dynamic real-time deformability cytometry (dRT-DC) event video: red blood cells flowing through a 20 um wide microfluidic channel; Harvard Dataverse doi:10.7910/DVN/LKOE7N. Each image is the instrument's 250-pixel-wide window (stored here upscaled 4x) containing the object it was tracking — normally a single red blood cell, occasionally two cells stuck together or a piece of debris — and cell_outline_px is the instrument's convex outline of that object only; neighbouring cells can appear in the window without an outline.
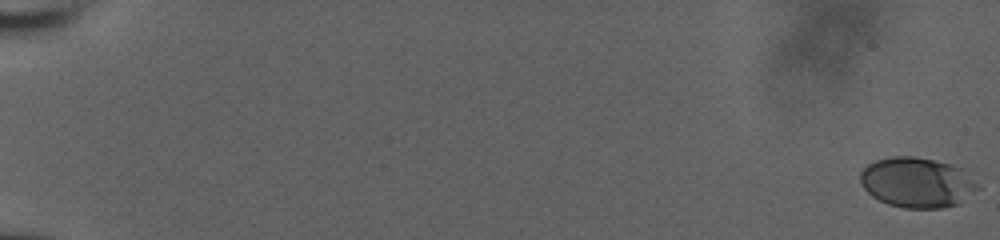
{"species": "human", "species_latin": "Homo sapiens", "temperature_condition": "room temperature", "stored_images_in_passage": 42, "camera_frame_rate_fps": 3000, "um_per_image_px": 0.085, "donor": {"sex": "male"}, "frame": {"image": 1, "passage_image": 1, "time_ms": 0.0, "image_size_px": [1000, 240], "cell_outline_px": [[980, 188], [956, 204], [944, 208], [904, 208], [888, 204], [872, 196], [864, 188], [860, 180], [860, 172], [868, 164], [876, 160], [892, 156], [912, 156], [936, 160], [952, 164], [960, 168], [980, 184]], "centroid_in_image_um": [77.95, 15.5], "position_along_channel_um": 7.1, "area_um2": 34.28}}
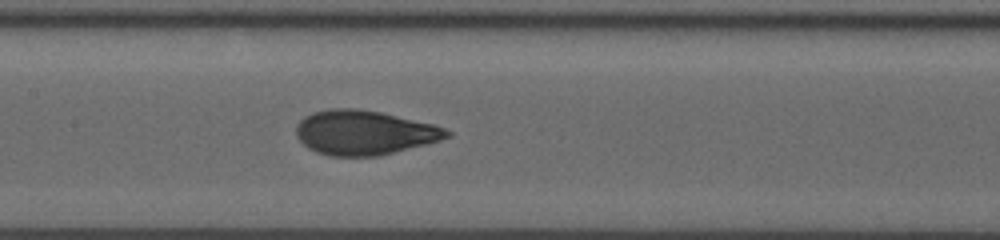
{"frame": {"image": 2, "passage_image": 25, "time_ms": 10.667, "image_size_px": [1000, 240], "cell_outline_px": [[452, 136], [440, 140], [380, 156], [328, 156], [316, 152], [308, 148], [296, 136], [296, 124], [304, 116], [312, 112], [328, 108], [356, 108], [380, 112], [432, 124], [444, 128], [452, 132]], "centroid_in_image_um": [30.92, 11.27], "position_along_channel_um": 176.5, "area_um2": 39.13}}
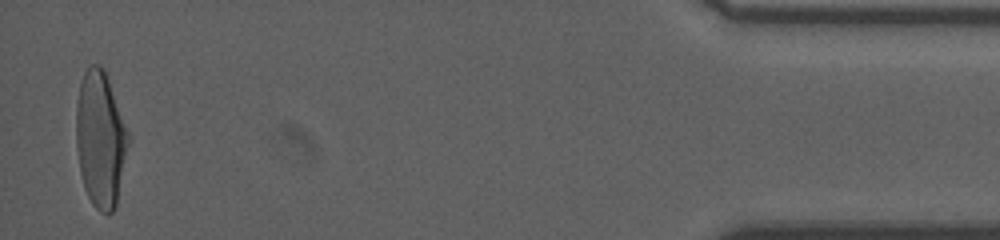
{"frame": {"image": 3, "passage_image": 42, "time_ms": 19.333, "image_size_px": [1000, 240], "cell_outline_px": [[128, 144], [116, 204], [112, 212], [100, 212], [92, 204], [84, 188], [80, 172], [76, 148], [76, 108], [80, 84], [84, 72], [88, 64], [100, 64], [104, 68], [128, 132]], "centroid_in_image_um": [8.5, 11.8], "position_along_channel_um": 426.7, "area_um2": 40.86}, "authors_computed_cell_mechanics": {"area_um2": 37.9168, "velocity_mm_per_s": 3.7705, "shape_relaxation_time_tau1_ms": 4.4221, "shape_relaxation_time_tau2_ms": null, "deformation_change_tau1": 0.1735, "deformation_change_tau2": null}}